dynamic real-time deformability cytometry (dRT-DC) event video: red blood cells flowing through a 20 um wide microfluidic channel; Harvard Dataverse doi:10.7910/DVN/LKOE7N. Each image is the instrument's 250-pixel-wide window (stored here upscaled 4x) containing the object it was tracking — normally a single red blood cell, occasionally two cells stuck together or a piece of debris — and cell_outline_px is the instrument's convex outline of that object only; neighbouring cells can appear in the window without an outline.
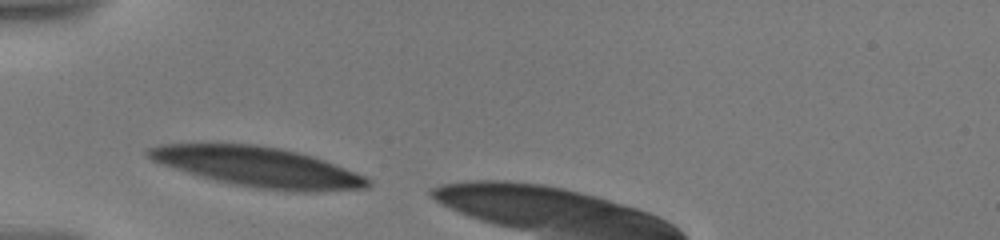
{"species": "human", "species_latin": "Homo sapiens", "temperature_condition": "warm", "stored_images_in_passage": 3, "camera_frame_rate_fps": 3000, "um_per_image_px": 0.085, "donor": {"sex": "male"}, "frame": {"image": 1, "passage_image": 1, "time_ms": 0.0, "image_size_px": [1000, 240], "cell_outline_px": [[372, 184], [368, 188], [316, 192], [300, 192], [256, 188], [216, 180], [200, 176], [160, 164], [152, 160], [144, 152], [148, 148], [160, 144], [252, 144], [280, 148], [300, 152], [324, 160], [368, 176], [372, 180]], "centroid_in_image_um": [22.01, 14.2], "position_along_channel_um": 63.0, "area_um2": 51.1}}